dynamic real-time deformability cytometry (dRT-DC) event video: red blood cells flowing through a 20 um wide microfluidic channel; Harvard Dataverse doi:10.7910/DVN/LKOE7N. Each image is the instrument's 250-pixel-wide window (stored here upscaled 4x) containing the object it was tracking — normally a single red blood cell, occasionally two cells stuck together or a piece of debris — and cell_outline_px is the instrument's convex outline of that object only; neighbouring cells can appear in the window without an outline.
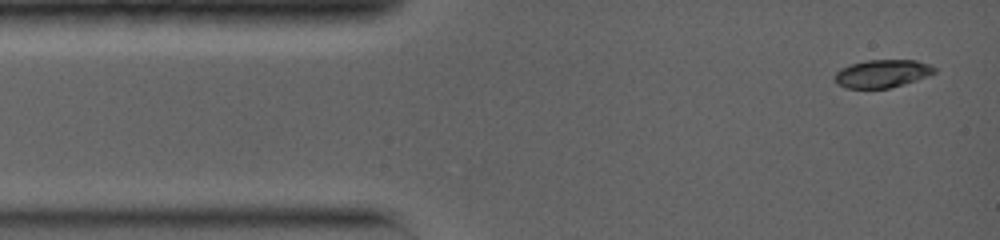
{"species": "common noctule bat (a hibernating species)", "species_latin": "Nyctalus noctula", "temperature_condition": "warm", "stored_images_in_passage": 10, "camera_frame_rate_fps": 5000, "um_per_image_px": 0.085, "animal": {"sex": "female", "body_mass_g": 19.0, "forearm_length_mm": 56.7}, "frame": {"image": 1, "passage_image": 1, "time_ms": 0.0, "image_size_px": [1000, 240], "cell_outline_px": [[936, 72], [916, 80], [904, 84], [888, 88], [848, 88], [836, 84], [832, 76], [840, 68], [848, 64], [864, 60], [916, 60], [928, 64], [936, 68]], "centroid_in_image_um": [74.92, 6.25], "position_along_channel_um": 10.1, "area_um2": 16.36}}
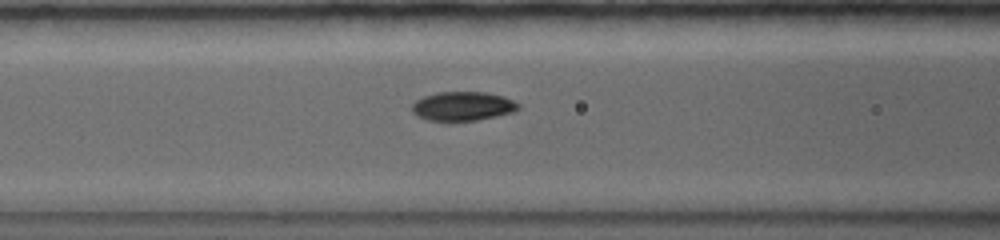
{"frame": {"image": 2, "passage_image": 7, "time_ms": 4.6, "image_size_px": [1000, 240], "cell_outline_px": [[520, 108], [516, 112], [476, 120], [428, 120], [416, 116], [412, 112], [412, 104], [416, 100], [424, 96], [436, 92], [484, 92], [504, 96], [520, 104]], "centroid_in_image_um": [39.35, 9.02], "position_along_channel_um": 127.3, "area_um2": 18.03}}
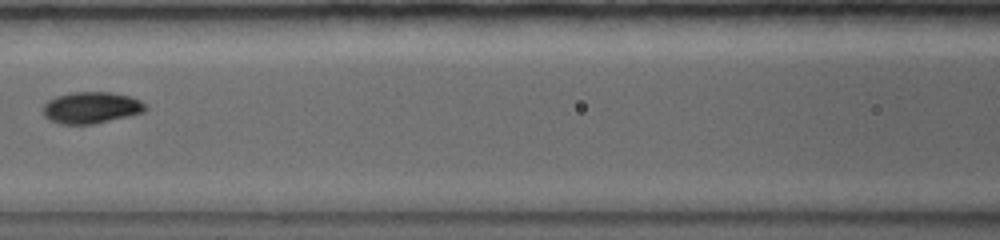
{"frame": {"image": 3, "passage_image": 8, "time_ms": 5.4, "image_size_px": [1000, 240], "cell_outline_px": [[148, 108], [144, 112], [128, 116], [92, 124], [60, 124], [48, 120], [44, 116], [44, 104], [48, 100], [56, 96], [72, 92], [112, 92], [132, 96], [148, 104]], "centroid_in_image_um": [7.78, 9.14], "position_along_channel_um": 158.8, "area_um2": 19.02}}